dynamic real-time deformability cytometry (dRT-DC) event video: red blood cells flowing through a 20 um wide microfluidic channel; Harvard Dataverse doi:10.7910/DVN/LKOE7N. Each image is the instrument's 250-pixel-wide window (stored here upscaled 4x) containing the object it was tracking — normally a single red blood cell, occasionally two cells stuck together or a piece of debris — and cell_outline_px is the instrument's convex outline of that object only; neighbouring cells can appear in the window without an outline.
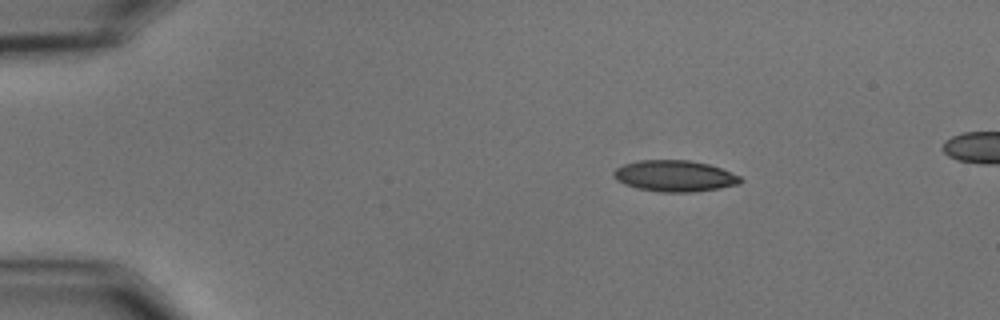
{"species": "common noctule bat (a hibernating species)", "species_latin": "Nyctalus noctula", "temperature_condition": "cold", "stored_images_in_passage": 48, "camera_frame_rate_fps": 3000, "um_per_image_px": 0.085, "animal": {"sex": "male", "body_mass_g": 15.6}, "frame": {"image": 1, "passage_image": 1, "time_ms": 0.0, "image_size_px": [1000, 320], "cell_outline_px": [[744, 180], [740, 184], [720, 188], [692, 192], [660, 192], [636, 188], [624, 184], [616, 180], [612, 176], [612, 172], [616, 168], [624, 164], [636, 160], [688, 160], [708, 164], [720, 168], [740, 176]], "centroid_in_image_um": [57.32, 14.96], "position_along_channel_um": 27.7, "area_um2": 23.24}}
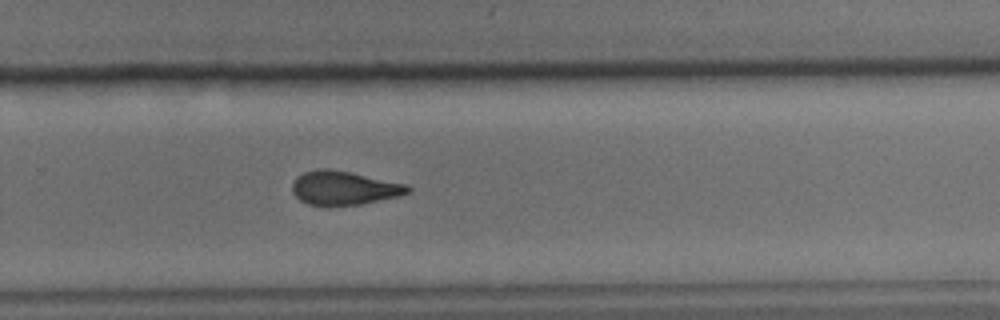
{"frame": {"image": 2, "passage_image": 30, "time_ms": 9.667, "image_size_px": [1000, 320], "cell_outline_px": [[412, 188], [408, 192], [396, 196], [360, 204], [328, 208], [308, 204], [300, 200], [292, 192], [292, 184], [296, 176], [304, 172], [316, 168], [328, 168], [352, 172], [408, 184]], "centroid_in_image_um": [29.19, 15.98], "position_along_channel_um": 300.6, "area_um2": 23.29}}
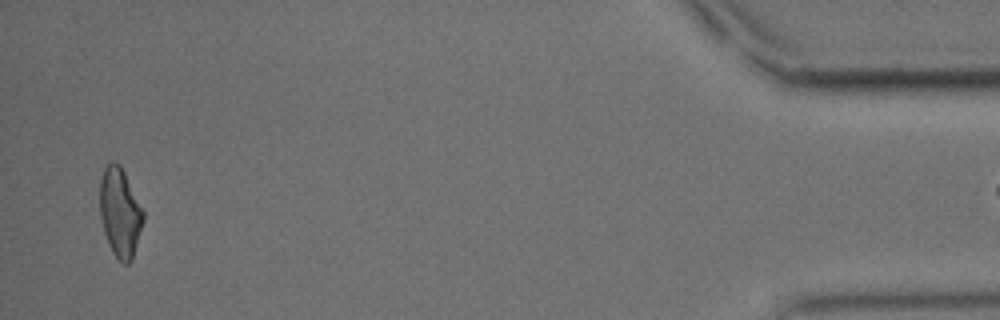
{"frame": {"image": 3, "passage_image": 47, "time_ms": 15.333, "image_size_px": [1000, 320], "cell_outline_px": [[144, 220], [132, 260], [128, 264], [124, 264], [112, 252], [108, 244], [104, 232], [100, 216], [100, 180], [104, 168], [112, 160], [120, 164], [144, 212]], "centroid_in_image_um": [10.2, 18.06], "position_along_channel_um": 425.0, "area_um2": 22.43}}